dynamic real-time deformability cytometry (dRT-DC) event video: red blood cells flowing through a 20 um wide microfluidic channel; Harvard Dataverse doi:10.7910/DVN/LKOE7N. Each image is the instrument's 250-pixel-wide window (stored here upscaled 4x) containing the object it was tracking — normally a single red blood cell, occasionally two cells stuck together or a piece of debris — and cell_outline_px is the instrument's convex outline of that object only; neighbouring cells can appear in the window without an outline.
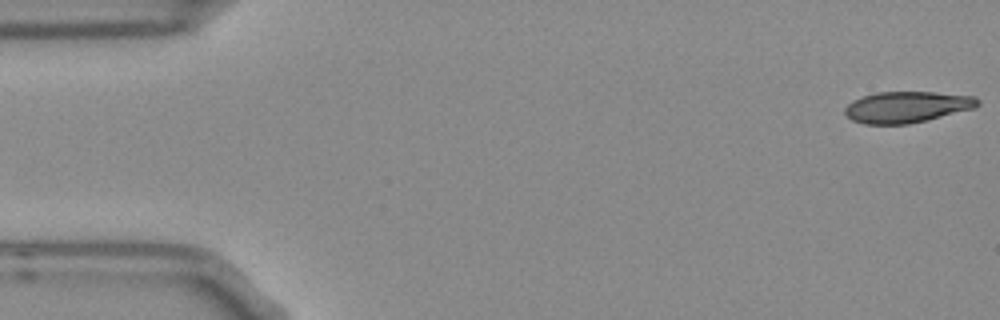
{"species": "Egyptian fruit bat (a non-hibernating species)", "species_latin": "Rousettus aegyptiacus", "temperature_condition": "room temperature", "stored_images_in_passage": 14, "camera_frame_rate_fps": 3000, "um_per_image_px": 0.085, "frame": {"image": 1, "passage_image": 1, "time_ms": 0.0, "image_size_px": [1000, 320], "cell_outline_px": [[980, 104], [976, 108], [908, 124], [864, 124], [852, 120], [844, 112], [844, 108], [852, 100], [876, 92], [936, 92], [976, 96], [980, 100]], "centroid_in_image_um": [77.11, 9.09], "position_along_channel_um": 7.9, "area_um2": 24.22}}
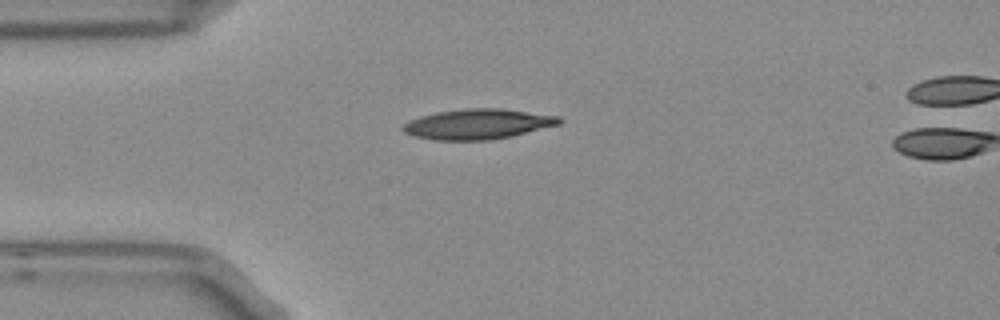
{"frame": {"image": 2, "passage_image": 13, "time_ms": 4.0, "image_size_px": [1000, 320], "cell_outline_px": [[564, 120], [560, 124], [512, 136], [488, 140], [436, 140], [416, 136], [404, 132], [400, 128], [408, 120], [420, 116], [436, 112], [464, 108], [504, 108], [560, 116]], "centroid_in_image_um": [40.63, 10.53], "position_along_channel_um": 44.4, "area_um2": 27.69}}